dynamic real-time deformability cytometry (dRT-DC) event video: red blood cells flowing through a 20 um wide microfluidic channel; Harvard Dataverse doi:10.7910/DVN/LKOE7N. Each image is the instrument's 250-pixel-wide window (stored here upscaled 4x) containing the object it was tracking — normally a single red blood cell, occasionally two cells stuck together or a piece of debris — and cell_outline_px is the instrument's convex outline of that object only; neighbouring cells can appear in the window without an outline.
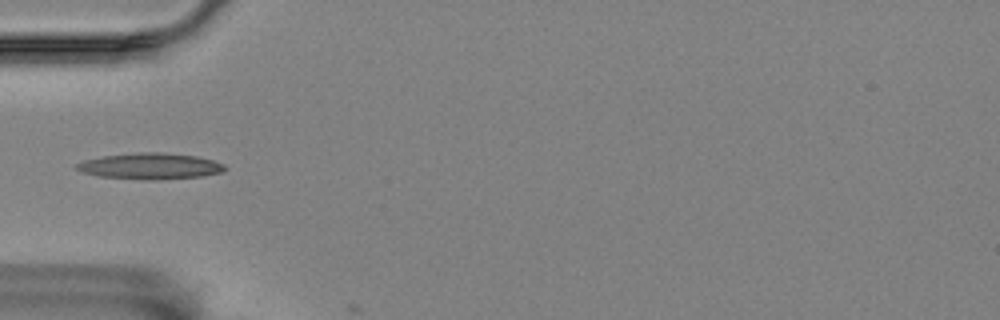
{"species": "Egyptian fruit bat (a non-hibernating species)", "species_latin": "Rousettus aegyptiacus", "temperature_condition": "room temperature", "stored_images_in_passage": 2, "camera_frame_rate_fps": 3000, "um_per_image_px": 0.085, "animal": {"sex": "female"}, "frame": {"image": 1, "passage_image": 2, "time_ms": 0.333, "image_size_px": [1000, 320], "cell_outline_px": [[228, 168], [224, 172], [204, 176], [156, 180], [144, 180], [100, 176], [84, 172], [76, 168], [76, 164], [84, 160], [104, 156], [136, 152], [160, 152], [196, 156], [212, 160], [224, 164]], "centroid_in_image_um": [12.83, 14.12], "position_along_channel_um": 72.2, "area_um2": 22.6}}